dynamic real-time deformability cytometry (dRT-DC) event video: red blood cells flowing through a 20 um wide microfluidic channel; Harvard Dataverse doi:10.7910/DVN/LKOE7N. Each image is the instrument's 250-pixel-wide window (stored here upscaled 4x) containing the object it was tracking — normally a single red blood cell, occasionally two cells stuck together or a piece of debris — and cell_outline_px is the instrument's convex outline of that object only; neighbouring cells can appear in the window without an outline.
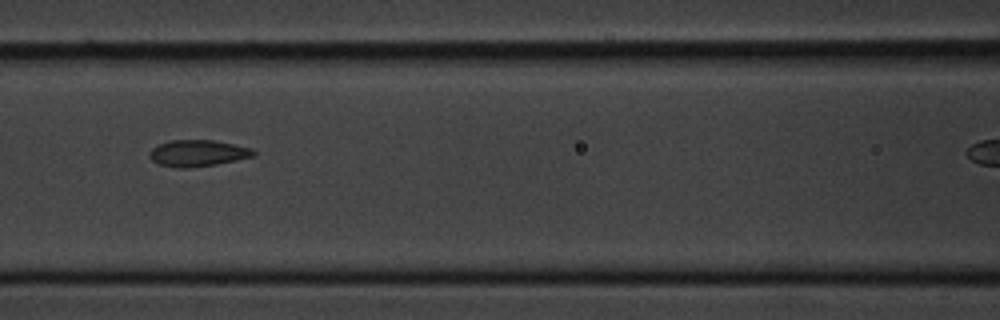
{"species": "common noctule bat (a hibernating species)", "species_latin": "Nyctalus noctula", "temperature_condition": "cold", "stored_images_in_passage": 10, "segment_of_instrument_passage": [1, 2], "camera_frame_rate_fps": 3000, "um_per_image_px": 0.085, "animal": {"sex": "male", "body_mass_g": 20.1, "forearm_length_mm": 53.5}, "frame": {"image": 1, "passage_image": 6, "time_ms": 7.0, "image_size_px": [1000, 320], "cell_outline_px": [[256, 156], [216, 164], [188, 168], [176, 168], [160, 164], [152, 160], [148, 156], [148, 152], [152, 148], [168, 140], [212, 140], [252, 148], [256, 152]], "centroid_in_image_um": [16.8, 13.02], "position_along_channel_um": 149.8, "area_um2": 16.07}}
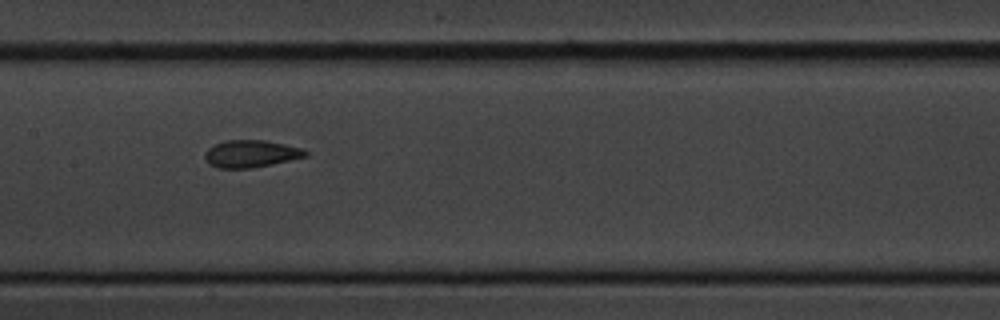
{"frame": {"image": 2, "passage_image": 7, "time_ms": 8.0, "image_size_px": [1000, 320], "cell_outline_px": [[308, 156], [272, 164], [252, 168], [220, 168], [208, 164], [204, 156], [204, 152], [208, 148], [224, 140], [264, 140], [304, 148], [308, 152]], "centroid_in_image_um": [21.33, 13.07], "position_along_channel_um": 186.1, "area_um2": 16.07}}
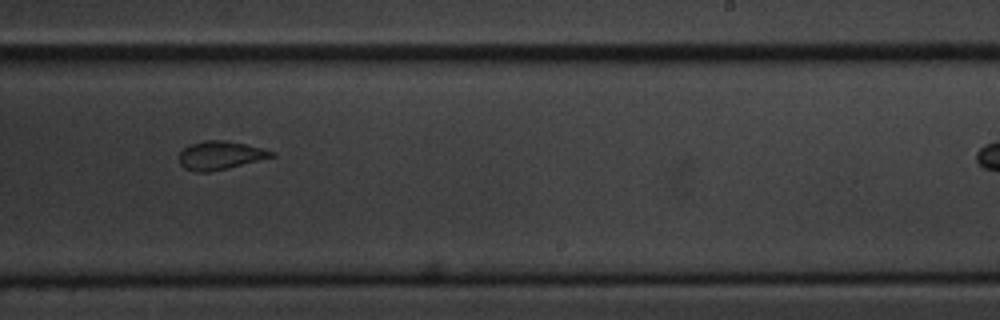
{"frame": {"image": 3, "passage_image": 9, "time_ms": 10.333, "image_size_px": [1000, 320], "cell_outline_px": [[276, 156], [228, 168], [208, 172], [196, 172], [184, 168], [180, 164], [180, 152], [184, 148], [192, 144], [204, 140], [224, 140], [244, 144], [276, 152]], "centroid_in_image_um": [18.72, 13.21], "position_along_channel_um": 270.3, "area_um2": 15.14}}